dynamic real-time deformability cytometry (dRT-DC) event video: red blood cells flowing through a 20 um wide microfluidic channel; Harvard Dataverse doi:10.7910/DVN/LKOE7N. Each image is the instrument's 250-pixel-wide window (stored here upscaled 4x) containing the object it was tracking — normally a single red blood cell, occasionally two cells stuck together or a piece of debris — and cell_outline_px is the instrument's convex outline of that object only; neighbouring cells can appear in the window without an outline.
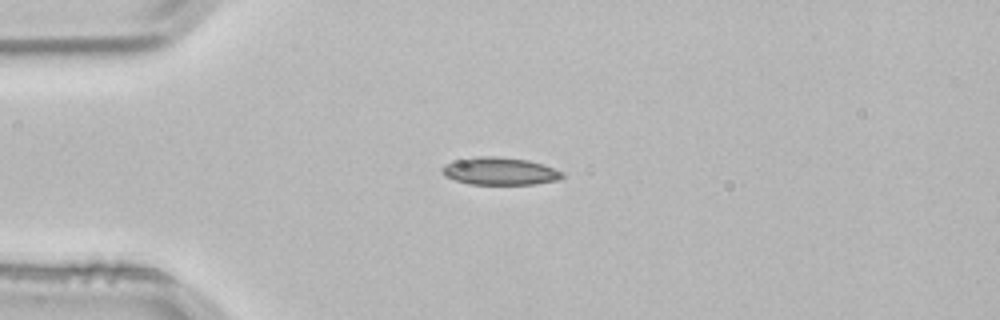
{"species": "common noctule bat (a hibernating species)", "species_latin": "Nyctalus noctula", "temperature_condition": "room temperature", "stored_images_in_passage": 3, "camera_frame_rate_fps": 3000, "um_per_image_px": 0.085, "animal": {"sex": "male", "body_mass_g": 21.5, "forearm_length_mm": 52.0}, "frame": {"image": 1, "passage_image": 3, "time_ms": 0.667, "image_size_px": [1000, 320], "cell_outline_px": [[564, 176], [560, 180], [536, 184], [468, 184], [444, 176], [440, 172], [440, 168], [444, 164], [456, 160], [480, 156], [492, 156], [528, 160], [564, 172]], "centroid_in_image_um": [42.45, 14.56], "position_along_channel_um": 42.5, "area_um2": 19.31}}